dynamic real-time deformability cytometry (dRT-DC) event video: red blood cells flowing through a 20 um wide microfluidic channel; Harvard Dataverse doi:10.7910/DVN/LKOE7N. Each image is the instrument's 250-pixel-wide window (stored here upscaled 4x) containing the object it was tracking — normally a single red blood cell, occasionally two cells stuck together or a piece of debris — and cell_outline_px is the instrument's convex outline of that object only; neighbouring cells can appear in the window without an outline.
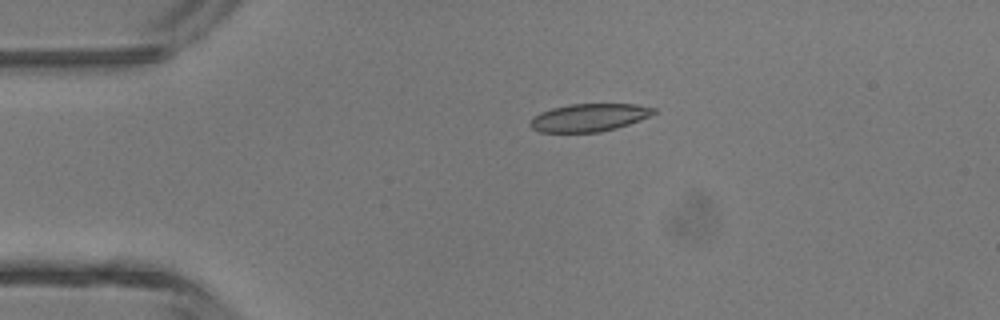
{"species": "common noctule bat (a hibernating species)", "species_latin": "Nyctalus noctula", "temperature_condition": "room temperature", "stored_images_in_passage": 3, "camera_frame_rate_fps": 3000, "um_per_image_px": 0.085, "animal": {"sex": "male", "body_mass_g": 13.3}, "frame": {"image": 1, "passage_image": 2, "time_ms": 1.333, "image_size_px": [1000, 320], "cell_outline_px": [[656, 112], [640, 120], [616, 128], [600, 132], [540, 132], [532, 128], [528, 124], [540, 112], [552, 108], [572, 104], [636, 104], [656, 108]], "centroid_in_image_um": [50.08, 9.99], "position_along_channel_um": 34.9, "area_um2": 19.83}}